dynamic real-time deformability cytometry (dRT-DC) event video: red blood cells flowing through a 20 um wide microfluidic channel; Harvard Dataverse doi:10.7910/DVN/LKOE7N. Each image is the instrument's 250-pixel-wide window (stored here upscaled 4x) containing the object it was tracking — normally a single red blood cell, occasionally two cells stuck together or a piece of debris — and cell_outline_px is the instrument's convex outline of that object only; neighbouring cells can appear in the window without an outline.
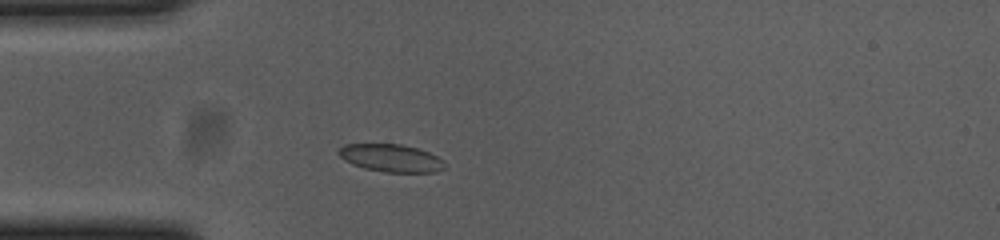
{"species": "common noctule bat (a hibernating species)", "species_latin": "Nyctalus noctula", "temperature_condition": "cold", "stored_images_in_passage": 47, "camera_frame_rate_fps": 3000, "um_per_image_px": 0.085, "animal": {"sex": "female", "body_mass_g": 23.0, "forearm_length_mm": 53.4}, "frame": {"image": 1, "passage_image": 7, "time_ms": 2.0, "image_size_px": [1000, 240], "cell_outline_px": [[444, 168], [436, 172], [384, 172], [364, 168], [352, 164], [344, 160], [340, 156], [340, 148], [344, 144], [400, 144], [416, 148], [428, 152], [444, 160]], "centroid_in_image_um": [33.24, 13.44], "position_along_channel_um": 51.8, "area_um2": 16.94}}
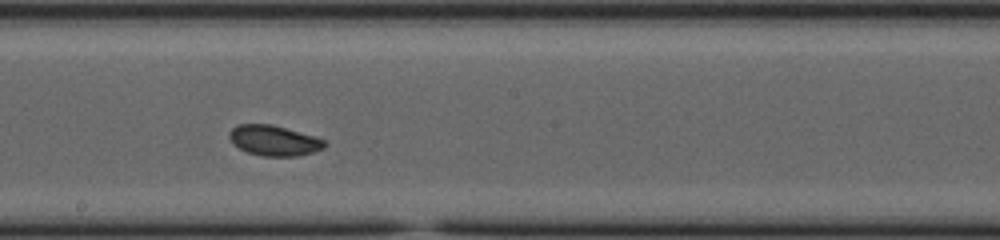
{"frame": {"image": 2, "passage_image": 22, "time_ms": 7.0, "image_size_px": [1000, 240], "cell_outline_px": [[328, 144], [324, 148], [312, 152], [296, 156], [264, 156], [248, 152], [240, 148], [228, 136], [228, 132], [236, 124], [272, 124], [312, 136], [324, 140]], "centroid_in_image_um": [23.28, 11.94], "position_along_channel_um": 224.9, "area_um2": 16.59}}
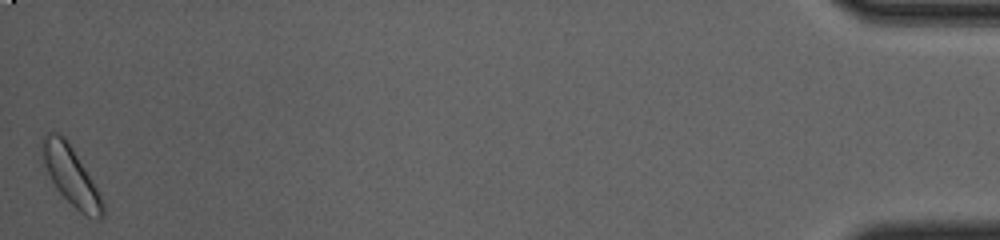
{"frame": {"image": 3, "passage_image": 47, "time_ms": 15.333, "image_size_px": [1000, 240], "cell_outline_px": [[104, 216], [100, 220], [96, 220], [80, 212], [60, 192], [40, 164], [44, 140], [48, 132], [56, 132], [64, 136], [72, 148], [96, 188], [104, 204]], "centroid_in_image_um": [6.01, 14.96], "position_along_channel_um": 429.2, "area_um2": 20.17}, "authors_computed_cell_mechanics": {"area_um2": 17.2244, "velocity_mm_per_s": 3.6389, "shape_relaxation_time_tau1_ms": 1.804, "shape_relaxation_time_tau2_ms": 3.0153, "deformation_change_tau1": 0.0854, "deformation_change_tau2": 0.0604}}